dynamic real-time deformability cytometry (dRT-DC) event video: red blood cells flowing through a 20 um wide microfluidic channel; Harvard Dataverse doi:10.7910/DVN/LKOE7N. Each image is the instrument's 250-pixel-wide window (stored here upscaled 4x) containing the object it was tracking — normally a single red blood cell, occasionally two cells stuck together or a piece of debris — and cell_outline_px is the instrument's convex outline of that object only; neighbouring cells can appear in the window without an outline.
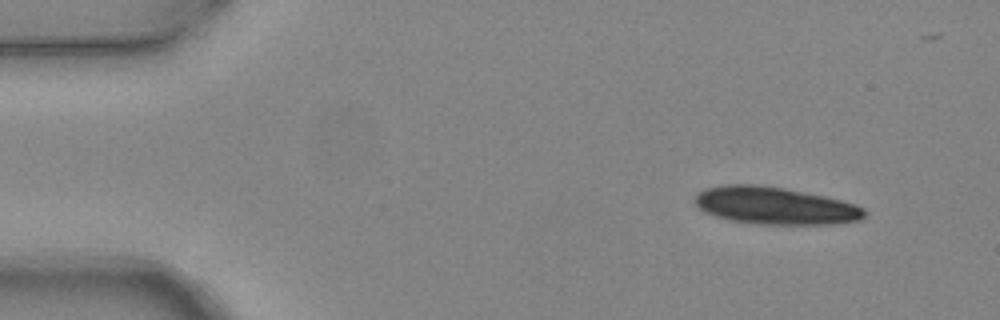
{"species": "common noctule bat (a hibernating species)", "species_latin": "Nyctalus noctula", "temperature_condition": "warm", "stored_images_in_passage": 4, "segment_of_instrument_passage": [1, 2], "camera_frame_rate_fps": 3000, "um_per_image_px": 0.085, "animal": {"sex": "female", "body_mass_g": 24.6, "forearm_length_mm": 56.2}, "frame": {"image": 1, "passage_image": 1, "time_ms": 0.0, "image_size_px": [1000, 320], "cell_outline_px": [[864, 216], [860, 220], [832, 224], [760, 224], [728, 220], [704, 212], [692, 200], [696, 192], [704, 188], [724, 184], [756, 184], [784, 188], [824, 196], [856, 204], [864, 208]], "centroid_in_image_um": [65.81, 17.47], "position_along_channel_um": 19.2, "area_um2": 37.05}}